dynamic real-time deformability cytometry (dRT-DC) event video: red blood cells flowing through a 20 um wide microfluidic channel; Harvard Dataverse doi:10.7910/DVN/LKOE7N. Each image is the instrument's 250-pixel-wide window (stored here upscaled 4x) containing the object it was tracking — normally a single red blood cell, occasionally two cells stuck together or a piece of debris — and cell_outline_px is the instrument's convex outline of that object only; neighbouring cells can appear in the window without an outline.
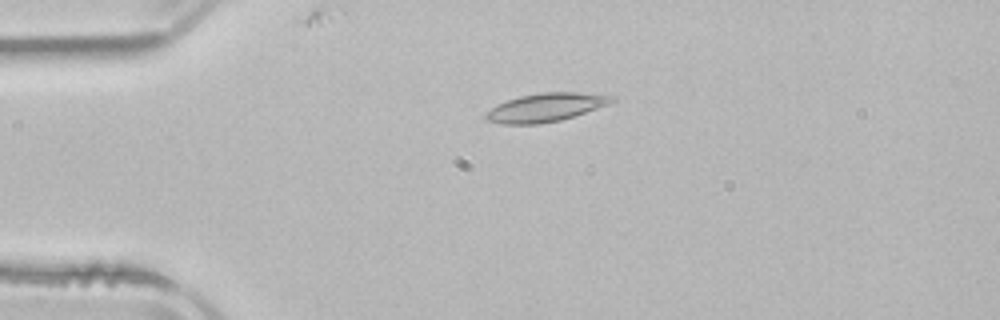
{"species": "common noctule bat (a hibernating species)", "species_latin": "Nyctalus noctula", "temperature_condition": "room temperature", "stored_images_in_passage": 4, "camera_frame_rate_fps": 3000, "um_per_image_px": 0.085, "animal": {"sex": "male", "body_mass_g": 21.5, "forearm_length_mm": 52.0}, "frame": {"image": 1, "passage_image": 3, "time_ms": 2.667, "image_size_px": [1000, 320], "cell_outline_px": [[616, 96], [608, 104], [560, 120], [536, 124], [504, 124], [484, 120], [484, 112], [496, 104], [520, 96], [540, 92], [576, 92]], "centroid_in_image_um": [46.29, 9.13], "position_along_channel_um": 38.7, "area_um2": 20.69}}